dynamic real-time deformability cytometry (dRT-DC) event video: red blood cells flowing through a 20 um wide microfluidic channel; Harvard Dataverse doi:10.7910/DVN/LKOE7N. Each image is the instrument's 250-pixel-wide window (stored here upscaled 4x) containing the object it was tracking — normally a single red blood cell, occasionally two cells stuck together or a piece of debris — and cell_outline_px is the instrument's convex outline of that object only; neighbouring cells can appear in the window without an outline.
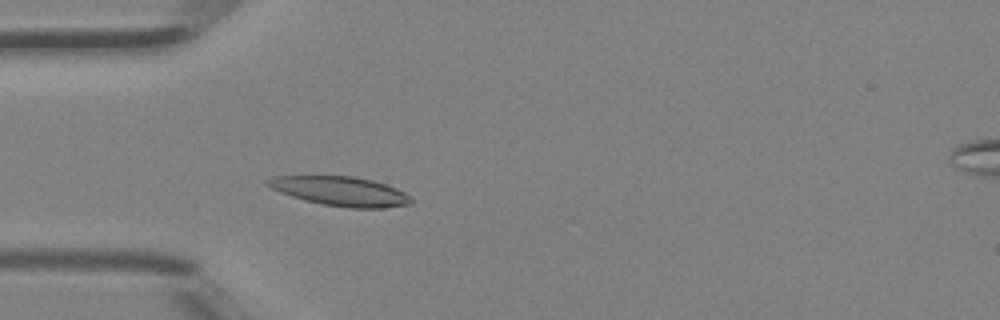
{"species": "Egyptian fruit bat (a non-hibernating species)", "species_latin": "Rousettus aegyptiacus", "temperature_condition": "room temperature", "stored_images_in_passage": 3, "camera_frame_rate_fps": 3000, "um_per_image_px": 0.085, "animal": {"sex": "female"}, "frame": {"image": 1, "passage_image": 3, "time_ms": 0.667, "image_size_px": [1000, 320], "cell_outline_px": [[412, 204], [384, 208], [348, 208], [324, 204], [304, 200], [280, 192], [264, 184], [264, 180], [272, 176], [352, 176], [372, 180], [396, 188], [404, 192], [412, 200]], "centroid_in_image_um": [28.91, 16.25], "position_along_channel_um": 56.1, "area_um2": 24.45}}